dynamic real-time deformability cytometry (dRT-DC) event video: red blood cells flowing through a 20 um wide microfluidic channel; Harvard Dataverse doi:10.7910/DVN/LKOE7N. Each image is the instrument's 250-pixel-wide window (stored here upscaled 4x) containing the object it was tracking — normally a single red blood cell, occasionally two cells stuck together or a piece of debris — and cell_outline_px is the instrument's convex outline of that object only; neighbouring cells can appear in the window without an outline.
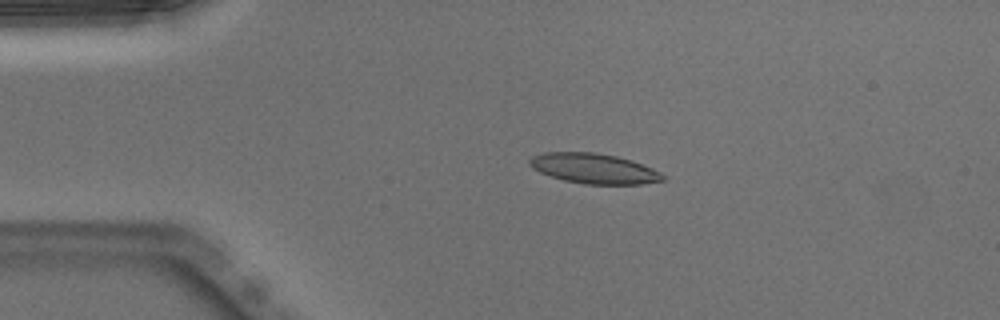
{"species": "Egyptian fruit bat (a non-hibernating species)", "species_latin": "Rousettus aegyptiacus", "temperature_condition": "warm", "stored_images_in_passage": 41, "camera_frame_rate_fps": 3000, "um_per_image_px": 0.085, "animal": {"sex": "male"}, "frame": {"image": 1, "passage_image": 1, "time_ms": 0.0, "image_size_px": [1000, 320], "cell_outline_px": [[664, 180], [640, 184], [584, 184], [564, 180], [540, 172], [532, 168], [528, 164], [528, 160], [532, 156], [544, 152], [596, 152], [616, 156], [632, 160], [652, 168], [660, 172], [664, 176]], "centroid_in_image_um": [50.46, 14.31], "position_along_channel_um": 34.5, "area_um2": 23.35}}
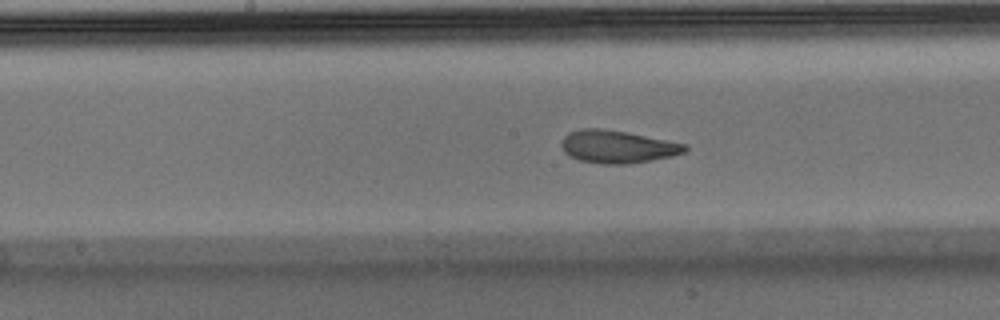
{"frame": {"image": 2, "passage_image": 16, "time_ms": 5.0, "image_size_px": [1000, 320], "cell_outline_px": [[688, 148], [684, 152], [672, 156], [628, 164], [604, 164], [580, 160], [564, 152], [560, 144], [560, 140], [568, 132], [580, 128], [600, 128], [628, 132], [688, 144]], "centroid_in_image_um": [52.47, 12.45], "position_along_channel_um": 195.7, "area_um2": 23.64}}
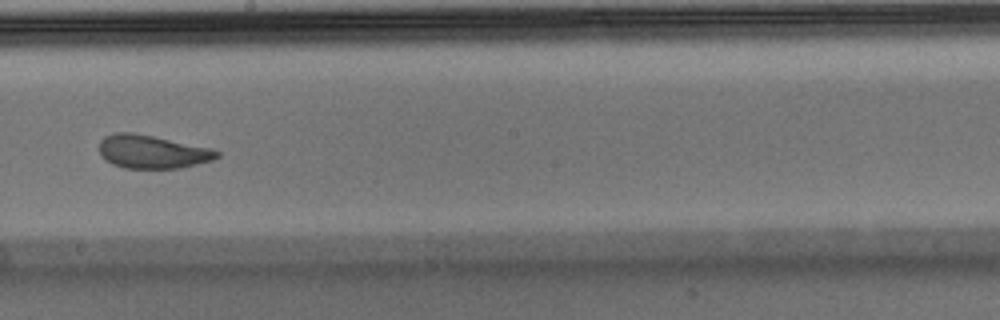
{"frame": {"image": 3, "passage_image": 19, "time_ms": 6.0, "image_size_px": [1000, 320], "cell_outline_px": [[220, 156], [212, 160], [180, 168], [124, 168], [112, 164], [100, 156], [100, 140], [104, 136], [116, 132], [132, 132], [152, 136], [208, 148], [220, 152]], "centroid_in_image_um": [12.89, 12.9], "position_along_channel_um": 235.3, "area_um2": 22.6}, "authors_computed_cell_mechanics": {"area_um2": 23.8136, "velocity_mm_per_s": 3.9738, "shape_relaxation_time_tau1_ms": 5.4887, "shape_relaxation_time_tau2_ms": 1.6576, "deformation_change_tau1": 0.1794, "deformation_change_tau2": 0.0733}}